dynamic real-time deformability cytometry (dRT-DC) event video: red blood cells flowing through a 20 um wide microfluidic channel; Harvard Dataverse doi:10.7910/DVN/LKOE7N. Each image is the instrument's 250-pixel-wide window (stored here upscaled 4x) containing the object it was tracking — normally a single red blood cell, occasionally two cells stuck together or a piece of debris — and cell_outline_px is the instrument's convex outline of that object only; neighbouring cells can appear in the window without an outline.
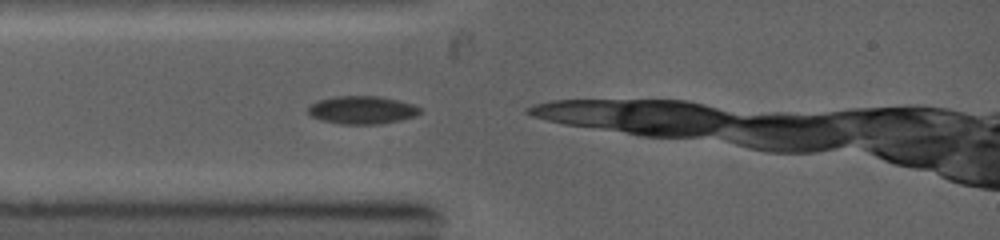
{"species": "common noctule bat (a hibernating species)", "species_latin": "Nyctalus noctula", "temperature_condition": "warm", "stored_images_in_passage": 5, "camera_frame_rate_fps": 5000, "um_per_image_px": 0.085, "animal": {"sex": "female", "body_mass_g": 19.0, "forearm_length_mm": 53.3}, "frame": {"image": 1, "passage_image": 1, "time_ms": 0.0, "image_size_px": [1000, 240], "cell_outline_px": [[420, 112], [416, 116], [400, 120], [380, 124], [340, 124], [320, 120], [312, 116], [308, 112], [308, 108], [316, 100], [336, 96], [380, 96], [400, 100], [412, 104], [420, 108]], "centroid_in_image_um": [30.77, 9.34], "position_along_channel_um": 54.2, "area_um2": 18.32}}